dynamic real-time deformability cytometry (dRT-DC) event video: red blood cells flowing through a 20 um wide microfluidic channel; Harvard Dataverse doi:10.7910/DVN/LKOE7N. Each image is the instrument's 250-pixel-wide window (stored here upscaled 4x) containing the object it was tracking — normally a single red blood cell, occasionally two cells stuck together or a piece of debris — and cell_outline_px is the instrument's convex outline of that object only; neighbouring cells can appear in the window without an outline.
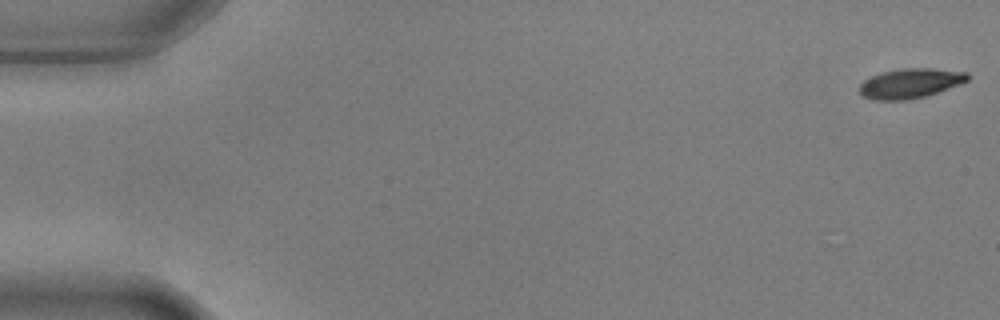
{"species": "common noctule bat (a hibernating species)", "species_latin": "Nyctalus noctula", "temperature_condition": "warm", "stored_images_in_passage": 5, "segment_of_instrument_passage": [1, 2], "camera_frame_rate_fps": 3000, "um_per_image_px": 0.085, "animal": {"sex": "male", "body_mass_g": 17.9, "forearm_length_mm": 54.2}, "frame": {"image": 1, "passage_image": 1, "time_ms": 0.0, "image_size_px": [1000, 320], "cell_outline_px": [[968, 80], [960, 84], [924, 96], [908, 100], [872, 100], [864, 96], [860, 92], [860, 84], [864, 80], [880, 72], [900, 68], [932, 68], [968, 72]], "centroid_in_image_um": [77.35, 7.07], "position_along_channel_um": 7.6, "area_um2": 18.67}}